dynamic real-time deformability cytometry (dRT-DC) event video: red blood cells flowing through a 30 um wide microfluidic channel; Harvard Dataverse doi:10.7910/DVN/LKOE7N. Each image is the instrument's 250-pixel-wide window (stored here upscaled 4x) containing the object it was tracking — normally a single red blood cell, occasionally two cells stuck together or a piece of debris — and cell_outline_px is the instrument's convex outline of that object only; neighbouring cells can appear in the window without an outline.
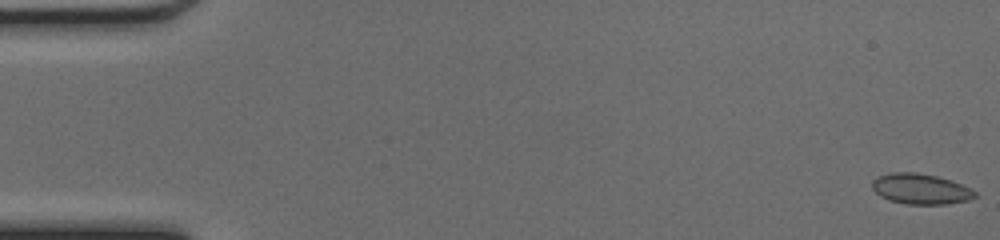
{"species": "common noctule bat (a hibernating species)", "species_latin": "Nyctalus noctula", "temperature_condition": "cold", "stored_images_in_passage": 49, "camera_frame_rate_fps": 3000, "um_per_image_px": 0.085, "animal": {"sex": "female", "body_mass_g": 17.0, "forearm_length_mm": 48.0}, "frame": {"image": 1, "passage_image": 1, "time_ms": 0.0, "image_size_px": [1000, 240], "cell_outline_px": [[976, 196], [968, 200], [948, 204], [904, 204], [888, 200], [880, 196], [872, 188], [872, 180], [876, 176], [892, 172], [916, 172], [936, 176], [972, 188], [976, 192]], "centroid_in_image_um": [78.22, 16.06], "position_along_channel_um": 6.8, "area_um2": 18.32}}
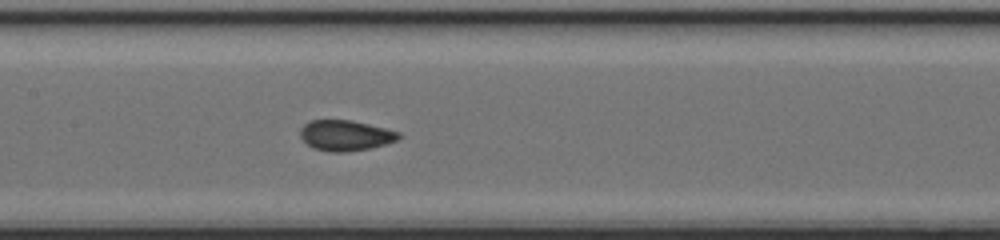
{"frame": {"image": 2, "passage_image": 24, "time_ms": 7.667, "image_size_px": [1000, 240], "cell_outline_px": [[400, 136], [396, 140], [372, 148], [344, 152], [328, 152], [312, 148], [300, 136], [300, 128], [308, 120], [352, 120], [400, 132]], "centroid_in_image_um": [29.32, 11.51], "position_along_channel_um": 178.1, "area_um2": 17.51}}
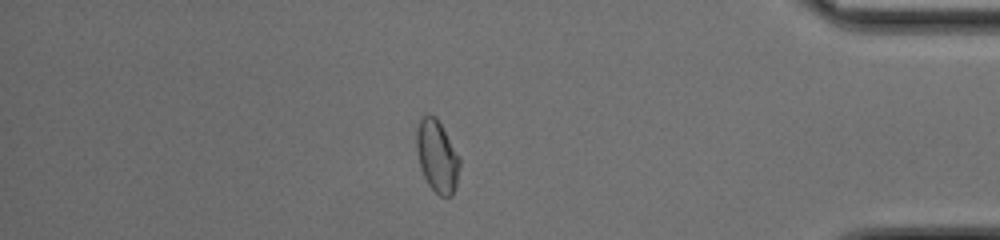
{"frame": {"image": 3, "passage_image": 42, "time_ms": 13.667, "image_size_px": [1000, 240], "cell_outline_px": [[460, 164], [456, 188], [452, 196], [440, 196], [428, 184], [420, 168], [416, 148], [416, 128], [420, 116], [436, 116], [460, 156]], "centroid_in_image_um": [37.15, 13.27], "position_along_channel_um": 398.0, "area_um2": 18.32}, "authors_computed_cell_mechanics": {"area_um2": 17.5712, "velocity_mm_per_s": 4.2828, "shape_relaxation_time_tau1_ms": 4.105, "shape_relaxation_time_tau2_ms": 1.0658, "deformation_change_tau1": 0.0743, "deformation_change_tau2": 0.0415}}